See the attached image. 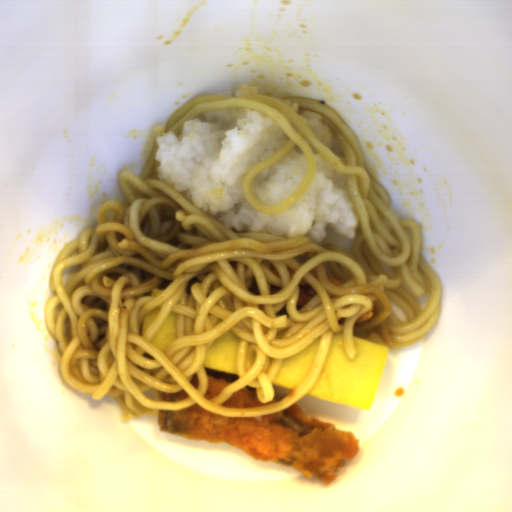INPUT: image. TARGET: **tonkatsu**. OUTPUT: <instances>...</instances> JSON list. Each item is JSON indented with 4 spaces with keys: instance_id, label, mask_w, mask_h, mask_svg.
<instances>
[{
    "instance_id": "tonkatsu-1",
    "label": "tonkatsu",
    "mask_w": 512,
    "mask_h": 512,
    "mask_svg": "<svg viewBox=\"0 0 512 512\" xmlns=\"http://www.w3.org/2000/svg\"><path fill=\"white\" fill-rule=\"evenodd\" d=\"M158 428L193 441L227 443L255 460L290 467L325 486L360 451L351 432L307 417L294 403L251 417H227L196 403L187 409L158 410Z\"/></svg>"
},
{
    "instance_id": "tonkatsu-2",
    "label": "tonkatsu",
    "mask_w": 512,
    "mask_h": 512,
    "mask_svg": "<svg viewBox=\"0 0 512 512\" xmlns=\"http://www.w3.org/2000/svg\"><path fill=\"white\" fill-rule=\"evenodd\" d=\"M286 395L274 393V397L269 402H261L257 396V389L251 386H245L233 395H231L220 408H254L263 405L272 404Z\"/></svg>"
},
{
    "instance_id": "tonkatsu-3",
    "label": "tonkatsu",
    "mask_w": 512,
    "mask_h": 512,
    "mask_svg": "<svg viewBox=\"0 0 512 512\" xmlns=\"http://www.w3.org/2000/svg\"><path fill=\"white\" fill-rule=\"evenodd\" d=\"M207 379V392L205 394V398L209 401L220 394L225 388H227L234 381H230L225 378L215 377L209 374H206Z\"/></svg>"
},
{
    "instance_id": "tonkatsu-4",
    "label": "tonkatsu",
    "mask_w": 512,
    "mask_h": 512,
    "mask_svg": "<svg viewBox=\"0 0 512 512\" xmlns=\"http://www.w3.org/2000/svg\"><path fill=\"white\" fill-rule=\"evenodd\" d=\"M299 294L296 303V308L299 310L305 306L311 299H313L318 293L315 288L303 277L299 284Z\"/></svg>"
},
{
    "instance_id": "tonkatsu-5",
    "label": "tonkatsu",
    "mask_w": 512,
    "mask_h": 512,
    "mask_svg": "<svg viewBox=\"0 0 512 512\" xmlns=\"http://www.w3.org/2000/svg\"><path fill=\"white\" fill-rule=\"evenodd\" d=\"M186 392L182 389L180 391H177L175 393H162L160 396V400H164L167 402H177L181 400H185L187 398Z\"/></svg>"
},
{
    "instance_id": "tonkatsu-6",
    "label": "tonkatsu",
    "mask_w": 512,
    "mask_h": 512,
    "mask_svg": "<svg viewBox=\"0 0 512 512\" xmlns=\"http://www.w3.org/2000/svg\"><path fill=\"white\" fill-rule=\"evenodd\" d=\"M371 303H372V306H371L370 310L367 311L366 313H364L358 319H356V321H355L353 326H358V325L363 324V323H365V322H367V321L372 319V317L374 315V309H375L374 299L371 301Z\"/></svg>"
},
{
    "instance_id": "tonkatsu-7",
    "label": "tonkatsu",
    "mask_w": 512,
    "mask_h": 512,
    "mask_svg": "<svg viewBox=\"0 0 512 512\" xmlns=\"http://www.w3.org/2000/svg\"><path fill=\"white\" fill-rule=\"evenodd\" d=\"M327 278L329 282H331L335 286H340L341 284L344 283L342 280L335 278V276H327Z\"/></svg>"
},
{
    "instance_id": "tonkatsu-8",
    "label": "tonkatsu",
    "mask_w": 512,
    "mask_h": 512,
    "mask_svg": "<svg viewBox=\"0 0 512 512\" xmlns=\"http://www.w3.org/2000/svg\"><path fill=\"white\" fill-rule=\"evenodd\" d=\"M191 384L194 386V388H198V384H199V375H197L196 373L193 374L191 380H190Z\"/></svg>"
}]
</instances>
